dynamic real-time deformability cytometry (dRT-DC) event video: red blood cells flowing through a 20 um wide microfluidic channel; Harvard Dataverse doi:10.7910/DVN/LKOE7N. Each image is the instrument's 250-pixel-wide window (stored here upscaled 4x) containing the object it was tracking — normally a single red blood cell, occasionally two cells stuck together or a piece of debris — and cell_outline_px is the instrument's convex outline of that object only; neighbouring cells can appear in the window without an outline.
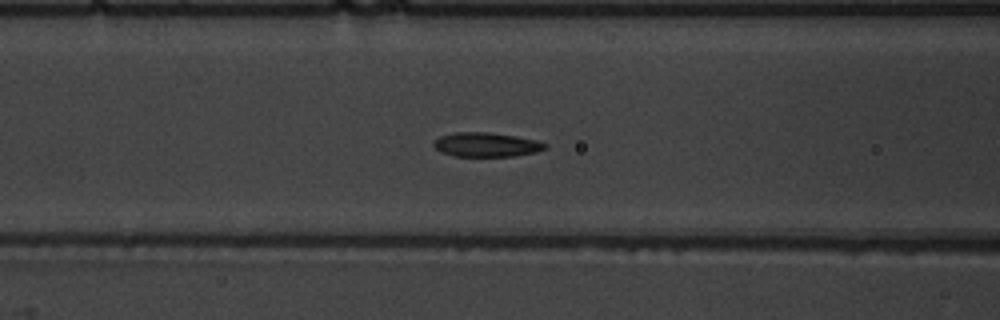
{"species": "common noctule bat (a hibernating species)", "species_latin": "Nyctalus noctula", "temperature_condition": "warm", "stored_images_in_passage": 55, "camera_frame_rate_fps": 3000, "um_per_image_px": 0.085, "animal": {"sex": "male", "body_mass_g": 19.5, "forearm_length_mm": 54.6}, "frame": {"image": 1, "passage_image": 23, "time_ms": 7.333, "image_size_px": [1000, 320], "cell_outline_px": [[548, 144], [544, 148], [536, 152], [516, 156], [452, 156], [440, 152], [432, 144], [440, 136], [456, 132], [488, 132], [516, 136], [536, 140]], "centroid_in_image_um": [41.32, 12.3], "position_along_channel_um": 125.3, "area_um2": 15.72}}
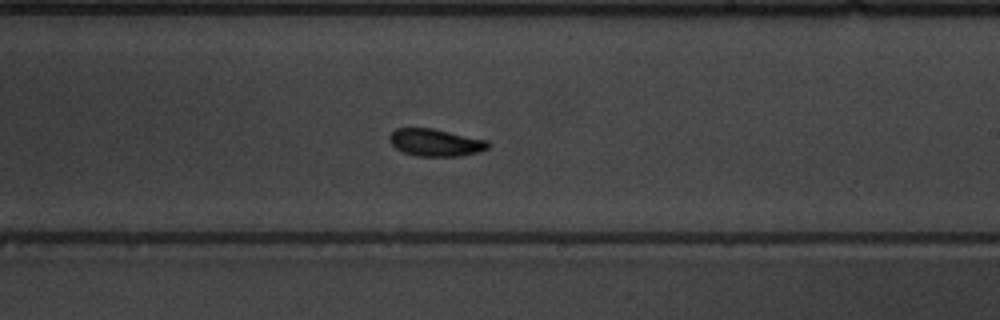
{"frame": {"image": 2, "passage_image": 33, "time_ms": 10.667, "image_size_px": [1000, 320], "cell_outline_px": [[488, 148], [480, 152], [460, 156], [416, 156], [404, 152], [396, 148], [388, 140], [388, 136], [396, 128], [432, 128], [488, 140]], "centroid_in_image_um": [37.01, 12.11], "position_along_channel_um": 252.0, "area_um2": 15.72}}
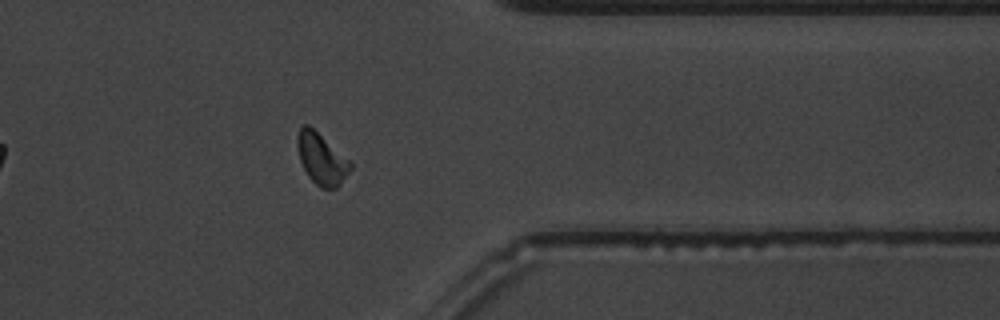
{"frame": {"image": 3, "passage_image": 44, "time_ms": 14.333, "image_size_px": [1000, 320], "cell_outline_px": [[352, 168], [340, 184], [336, 188], [320, 188], [308, 176], [300, 160], [296, 144], [296, 136], [300, 128], [304, 124], [308, 124], [348, 160], [352, 164]], "centroid_in_image_um": [27.3, 13.51], "position_along_channel_um": 384.1, "area_um2": 15.49}, "authors_computed_cell_mechanics": {"area_um2": 15.7216, "velocity_mm_per_s": 3.816, "shape_relaxation_time_tau1_ms": 4.6787, "shape_relaxation_time_tau2_ms": 1.3683, "deformation_change_tau1": 0.1844, "deformation_change_tau2": 0.0751}}